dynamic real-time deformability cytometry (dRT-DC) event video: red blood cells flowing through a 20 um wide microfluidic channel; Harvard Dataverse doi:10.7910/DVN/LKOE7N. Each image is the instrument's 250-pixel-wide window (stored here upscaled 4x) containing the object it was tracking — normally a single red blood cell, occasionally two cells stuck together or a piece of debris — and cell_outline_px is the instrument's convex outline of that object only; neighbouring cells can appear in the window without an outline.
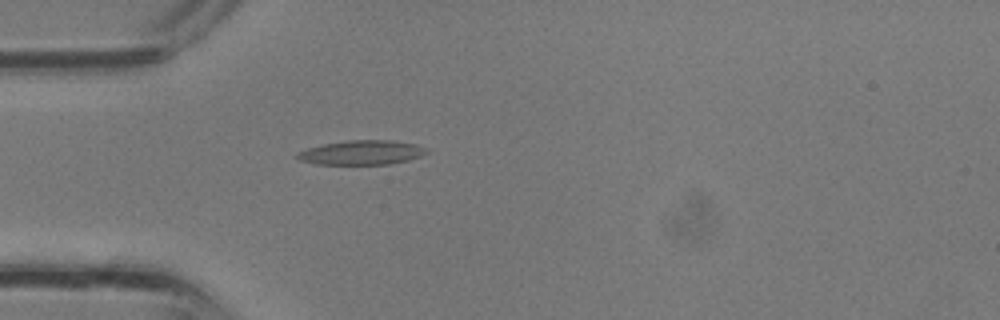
{"species": "common noctule bat (a hibernating species)", "species_latin": "Nyctalus noctula", "temperature_condition": "room temperature", "stored_images_in_passage": 26, "camera_frame_rate_fps": 3000, "um_per_image_px": 0.085, "animal": {"sex": "male", "body_mass_g": 13.3}, "frame": {"image": 1, "passage_image": 1, "time_ms": 0.0, "image_size_px": [1000, 320], "cell_outline_px": [[428, 152], [420, 156], [408, 160], [388, 164], [316, 164], [300, 160], [296, 156], [296, 152], [308, 148], [324, 144], [348, 140], [392, 140], [416, 144], [428, 148]], "centroid_in_image_um": [30.76, 12.96], "position_along_channel_um": 54.2, "area_um2": 18.32}}
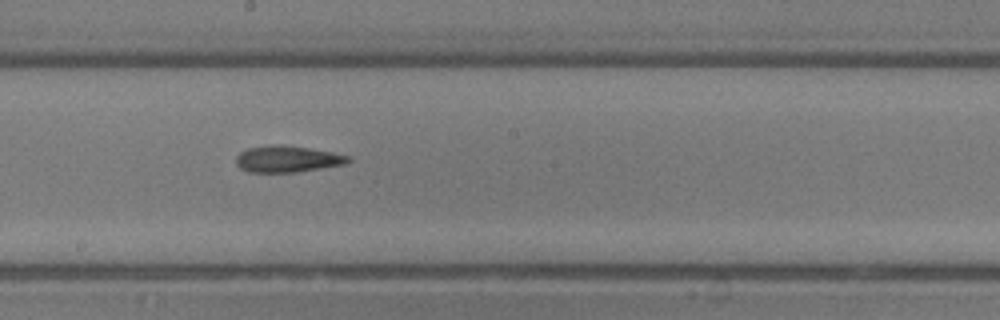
{"frame": {"image": 2, "passage_image": 10, "time_ms": 3.0, "image_size_px": [1000, 320], "cell_outline_px": [[352, 160], [344, 164], [296, 172], [248, 172], [240, 168], [236, 164], [236, 156], [240, 152], [248, 148], [280, 144], [308, 148], [332, 152], [348, 156]], "centroid_in_image_um": [24.4, 13.52], "position_along_channel_um": 223.8, "area_um2": 17.11}}
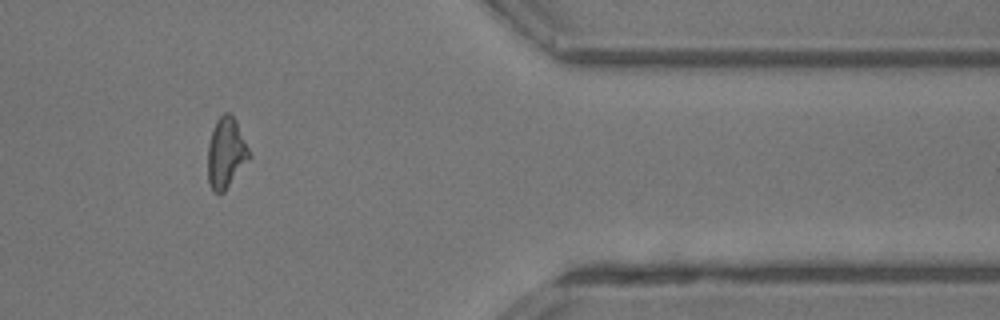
{"frame": {"image": 3, "passage_image": 20, "time_ms": 6.333, "image_size_px": [1000, 320], "cell_outline_px": [[252, 156], [224, 192], [212, 192], [208, 184], [208, 144], [216, 120], [224, 112], [228, 112], [236, 120]], "centroid_in_image_um": [19.21, 13.02], "position_along_channel_um": 392.2, "area_um2": 17.05}}